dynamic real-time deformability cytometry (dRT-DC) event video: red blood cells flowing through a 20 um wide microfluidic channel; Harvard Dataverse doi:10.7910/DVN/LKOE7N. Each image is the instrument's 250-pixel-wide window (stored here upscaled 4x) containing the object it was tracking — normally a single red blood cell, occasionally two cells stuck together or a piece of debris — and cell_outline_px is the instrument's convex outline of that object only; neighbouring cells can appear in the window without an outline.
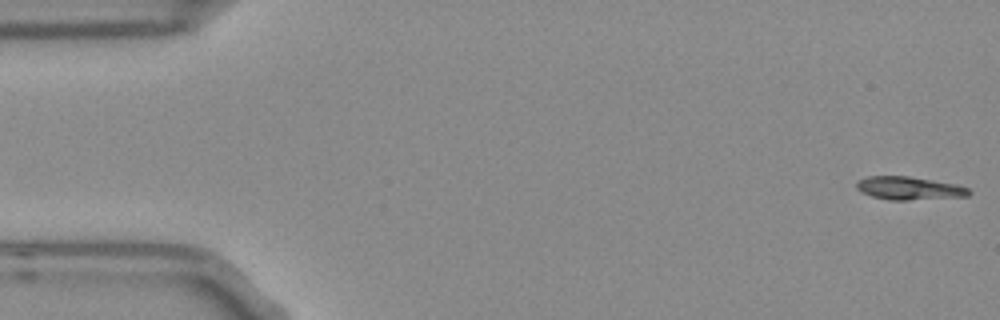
{"species": "Egyptian fruit bat (a non-hibernating species)", "species_latin": "Rousettus aegyptiacus", "temperature_condition": "room temperature", "stored_images_in_passage": 53, "camera_frame_rate_fps": 3000, "um_per_image_px": 0.085, "frame": {"image": 1, "passage_image": 1, "time_ms": 0.0, "image_size_px": [1000, 320], "cell_outline_px": [[972, 192], [968, 196], [908, 200], [888, 200], [872, 196], [860, 192], [856, 188], [856, 184], [860, 180], [868, 176], [908, 176], [956, 184], [968, 188]], "centroid_in_image_um": [77.27, 16.0], "position_along_channel_um": 7.7, "area_um2": 15.09}}
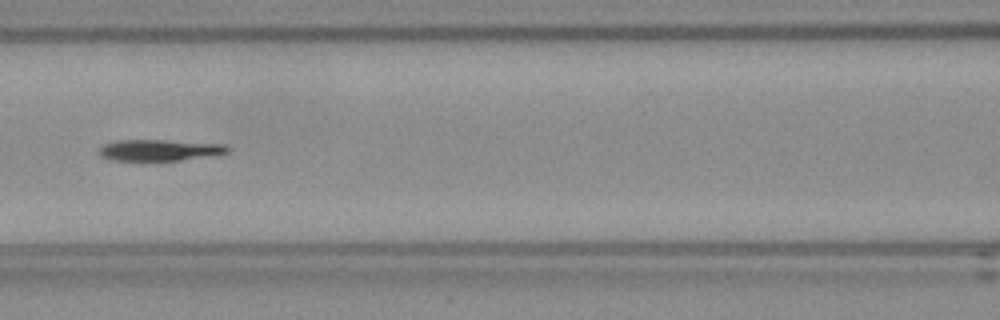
{"frame": {"image": 2, "passage_image": 23, "time_ms": 7.333, "image_size_px": [1000, 320], "cell_outline_px": [[228, 152], [180, 160], [112, 160], [100, 156], [100, 148], [104, 144], [116, 140], [164, 140], [224, 144], [228, 148]], "centroid_in_image_um": [13.5, 12.75], "position_along_channel_um": 153.1, "area_um2": 15.55}}
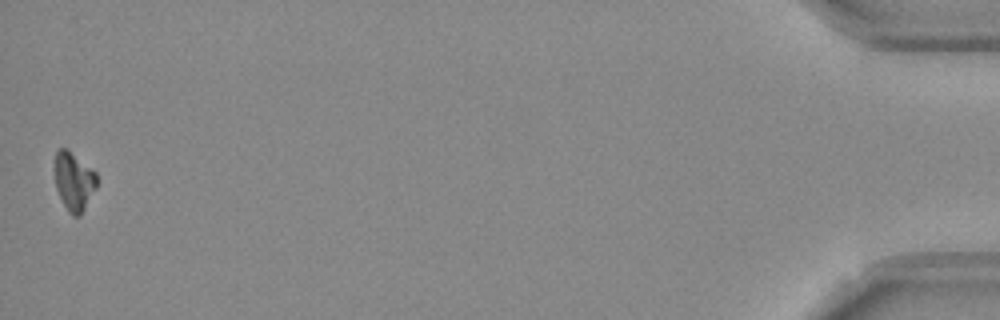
{"frame": {"image": 3, "passage_image": 53, "time_ms": 17.333, "image_size_px": [1000, 320], "cell_outline_px": [[96, 188], [80, 216], [72, 216], [68, 212], [56, 188], [56, 152], [60, 148], [64, 148], [96, 172]], "centroid_in_image_um": [6.3, 15.46], "position_along_channel_um": 428.9, "area_um2": 13.76}, "authors_computed_cell_mechanics": {"area_um2": 15.7216, "velocity_mm_per_s": 3.7736, "shape_relaxation_time_tau1_ms": 6.9878, "shape_relaxation_time_tau2_ms": null, "deformation_change_tau1": 0.1785, "deformation_change_tau2": null}}